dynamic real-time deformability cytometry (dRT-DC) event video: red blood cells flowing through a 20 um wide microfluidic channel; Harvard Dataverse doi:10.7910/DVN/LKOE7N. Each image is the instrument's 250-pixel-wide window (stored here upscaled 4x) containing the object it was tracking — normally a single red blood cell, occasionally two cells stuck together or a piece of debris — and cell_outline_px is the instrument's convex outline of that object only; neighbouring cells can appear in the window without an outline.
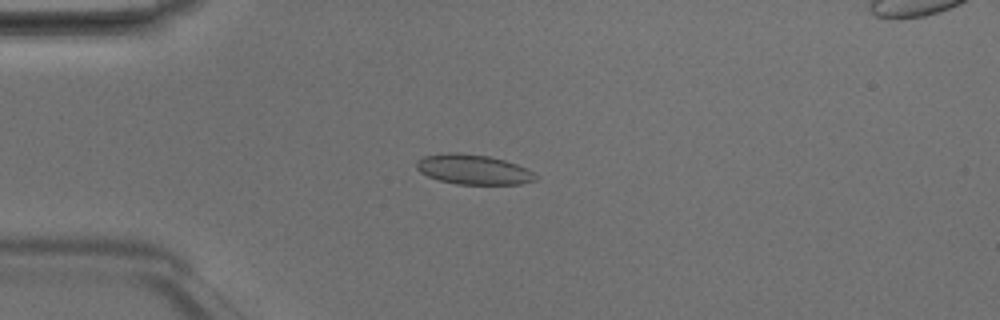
{"species": "Egyptian fruit bat (a non-hibernating species)", "species_latin": "Rousettus aegyptiacus", "temperature_condition": "room temperature", "stored_images_in_passage": 42, "camera_frame_rate_fps": 3000, "um_per_image_px": 0.085, "animal": {"sex": "male"}, "frame": {"image": 1, "passage_image": 12, "time_ms": 3.667, "image_size_px": [1000, 320], "cell_outline_px": [[536, 180], [520, 184], [456, 184], [440, 180], [428, 176], [420, 172], [416, 168], [416, 164], [424, 156], [448, 152], [456, 152], [488, 156], [504, 160], [528, 168], [536, 176]], "centroid_in_image_um": [40.24, 14.4], "position_along_channel_um": 44.8, "area_um2": 20.58}}
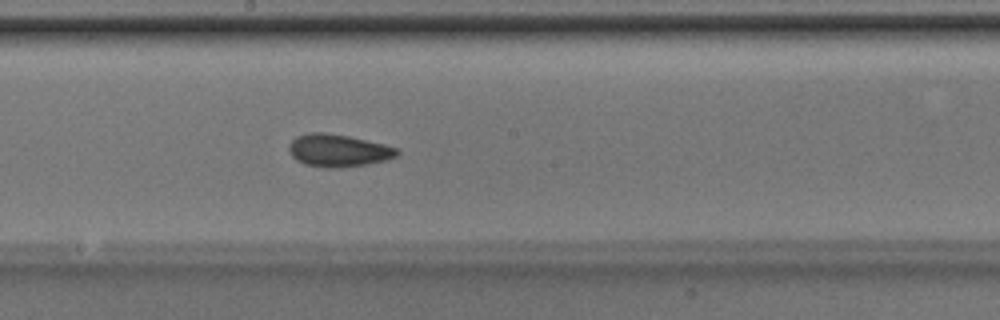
{"frame": {"image": 2, "passage_image": 26, "time_ms": 8.333, "image_size_px": [1000, 320], "cell_outline_px": [[400, 152], [396, 156], [388, 160], [368, 164], [340, 168], [324, 168], [304, 164], [296, 160], [288, 152], [288, 144], [296, 136], [308, 132], [324, 132], [348, 136], [384, 144], [400, 148]], "centroid_in_image_um": [28.74, 12.8], "position_along_channel_um": 219.5, "area_um2": 20.87}}
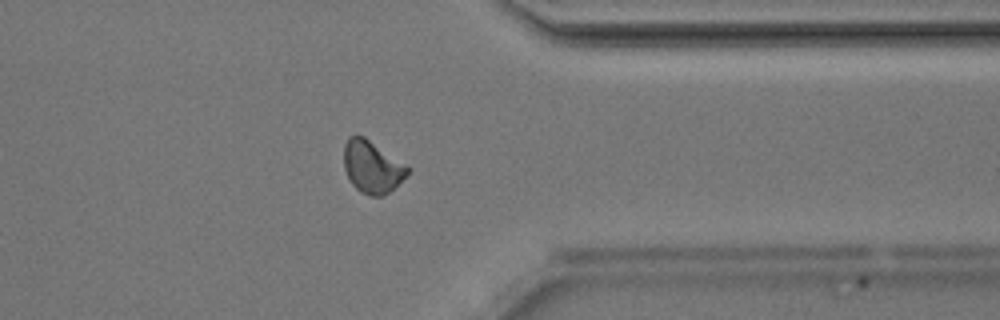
{"frame": {"image": 3, "passage_image": 38, "time_ms": 12.333, "image_size_px": [1000, 320], "cell_outline_px": [[412, 168], [408, 176], [388, 192], [380, 196], [368, 196], [360, 192], [352, 184], [344, 168], [344, 144], [348, 136], [364, 136], [408, 164]], "centroid_in_image_um": [31.67, 14.17], "position_along_channel_um": 379.7, "area_um2": 19.77}, "authors_computed_cell_mechanics": {"area_um2": 19.8832, "velocity_mm_per_s": 4.1752, "shape_relaxation_time_tau1_ms": 2.2978, "shape_relaxation_time_tau2_ms": 1.8974, "deformation_change_tau1": 0.067, "deformation_change_tau2": 0.0668}}